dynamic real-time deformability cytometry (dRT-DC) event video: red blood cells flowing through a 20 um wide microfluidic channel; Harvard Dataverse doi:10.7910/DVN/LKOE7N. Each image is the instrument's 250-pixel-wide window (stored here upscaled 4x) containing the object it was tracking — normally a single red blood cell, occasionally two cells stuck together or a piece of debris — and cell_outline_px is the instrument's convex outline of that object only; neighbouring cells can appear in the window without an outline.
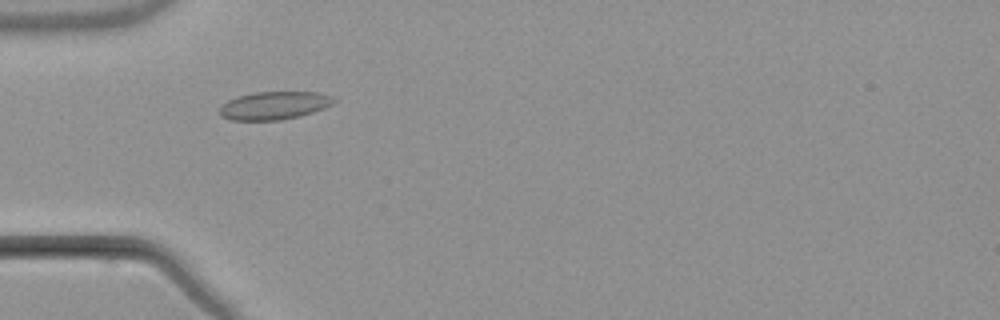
{"species": "common noctule bat (a hibernating species)", "species_latin": "Nyctalus noctula", "temperature_condition": "warm", "stored_images_in_passage": 5, "camera_frame_rate_fps": 3000, "um_per_image_px": 0.085, "animal": {"sex": "male", "body_mass_g": 21.5, "forearm_length_mm": 52.0}, "frame": {"image": 1, "passage_image": 4, "time_ms": 3.667, "image_size_px": [1000, 320], "cell_outline_px": [[336, 100], [332, 104], [324, 108], [300, 116], [280, 120], [228, 120], [220, 116], [220, 104], [236, 96], [256, 92], [316, 92], [332, 96]], "centroid_in_image_um": [23.26, 8.97], "position_along_channel_um": 61.7, "area_um2": 18.73}}
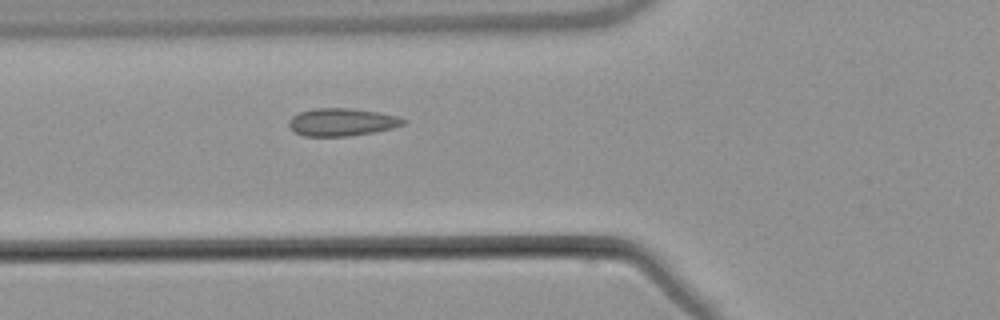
{"frame": {"image": 2, "passage_image": 5, "time_ms": 4.667, "image_size_px": [1000, 320], "cell_outline_px": [[404, 124], [392, 128], [376, 132], [348, 136], [304, 136], [288, 128], [288, 120], [292, 116], [300, 112], [312, 108], [352, 108], [380, 112], [400, 116], [404, 120]], "centroid_in_image_um": [29.04, 10.37], "position_along_channel_um": 96.8, "area_um2": 18.67}}